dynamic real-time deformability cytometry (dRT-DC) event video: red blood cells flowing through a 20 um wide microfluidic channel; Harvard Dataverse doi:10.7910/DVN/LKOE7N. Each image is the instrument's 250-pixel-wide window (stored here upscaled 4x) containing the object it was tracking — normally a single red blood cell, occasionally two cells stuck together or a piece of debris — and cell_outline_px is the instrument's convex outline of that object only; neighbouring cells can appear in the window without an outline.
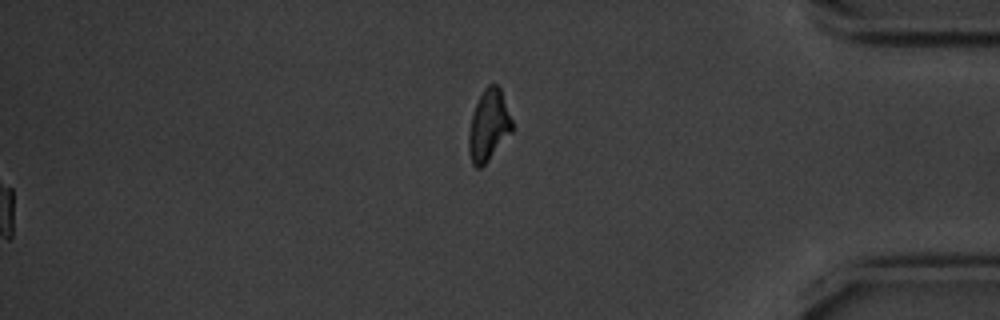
{"species": "common noctule bat (a hibernating species)", "species_latin": "Nyctalus noctula", "temperature_condition": "cold", "stored_images_in_passage": 46, "segment_of_instrument_passage": [2, 2], "camera_frame_rate_fps": 3000, "um_per_image_px": 0.085, "animal": {"sex": "male", "body_mass_g": 20.1, "forearm_length_mm": 53.5}, "frame": {"image": 1, "passage_image": 46, "time_ms": 15.0, "image_size_px": [1000, 320], "cell_outline_px": [[512, 132], [488, 160], [480, 168], [476, 168], [472, 164], [468, 152], [468, 136], [472, 112], [484, 88], [488, 84], [496, 84], [500, 88], [512, 120]], "centroid_in_image_um": [41.51, 10.67], "position_along_channel_um": 393.7, "area_um2": 17.92}}